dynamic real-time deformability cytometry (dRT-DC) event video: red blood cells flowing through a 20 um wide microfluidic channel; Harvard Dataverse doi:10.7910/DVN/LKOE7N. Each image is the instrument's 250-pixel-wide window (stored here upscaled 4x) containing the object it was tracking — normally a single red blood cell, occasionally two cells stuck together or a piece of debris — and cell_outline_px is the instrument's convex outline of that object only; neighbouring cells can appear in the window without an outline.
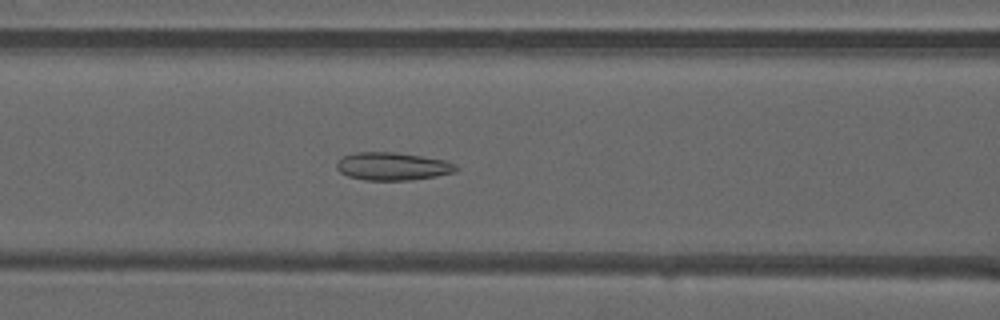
{"species": "common noctule bat (a hibernating species)", "species_latin": "Nyctalus noctula", "temperature_condition": "warm", "stored_images_in_passage": 47, "camera_frame_rate_fps": 3000, "um_per_image_px": 0.085, "animal": {"sex": "male", "forearm_length_mm": 52.5}, "frame": {"image": 1, "passage_image": 18, "time_ms": 5.667, "image_size_px": [1000, 320], "cell_outline_px": [[460, 168], [456, 172], [436, 176], [412, 180], [364, 180], [348, 176], [340, 172], [336, 168], [336, 164], [344, 156], [356, 152], [396, 152], [444, 160], [456, 164]], "centroid_in_image_um": [33.4, 14.14], "position_along_channel_um": 133.2, "area_um2": 19.42}}
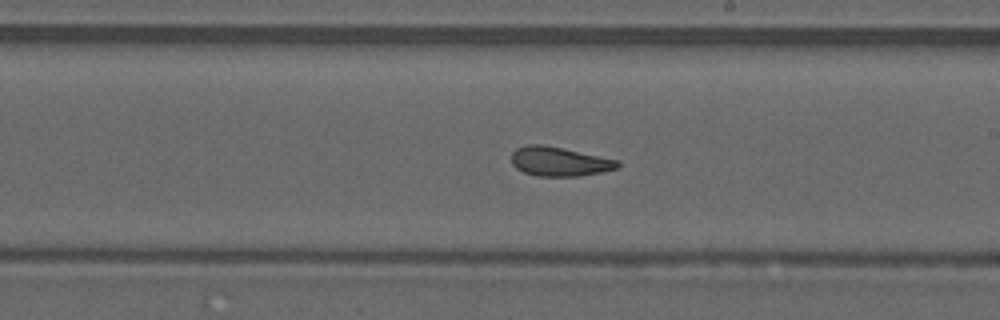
{"frame": {"image": 2, "passage_image": 26, "time_ms": 8.333, "image_size_px": [1000, 320], "cell_outline_px": [[620, 164], [616, 168], [600, 172], [580, 176], [540, 176], [524, 172], [516, 168], [512, 164], [512, 152], [516, 148], [528, 144], [544, 144], [620, 160]], "centroid_in_image_um": [47.54, 13.71], "position_along_channel_um": 241.5, "area_um2": 18.09}}
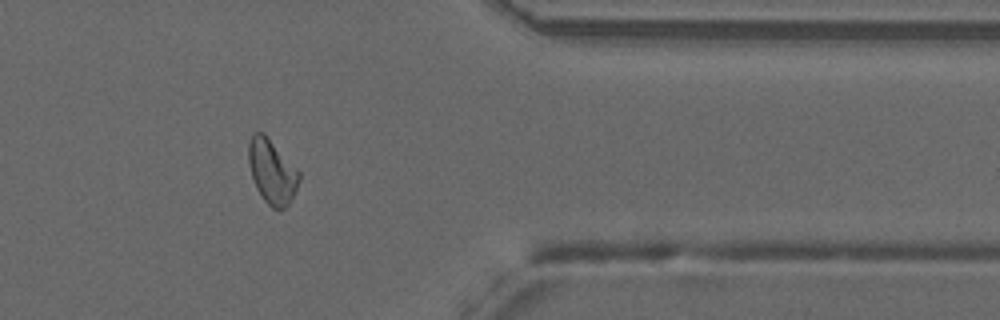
{"frame": {"image": 3, "passage_image": 38, "time_ms": 12.333, "image_size_px": [1000, 320], "cell_outline_px": [[300, 180], [288, 204], [284, 208], [272, 208], [264, 200], [256, 188], [252, 176], [248, 160], [248, 144], [252, 136], [256, 132], [264, 132], [300, 172]], "centroid_in_image_um": [23.11, 14.56], "position_along_channel_um": 388.3, "area_um2": 18.67}, "authors_computed_cell_mechanics": {"area_um2": 18.9006, "velocity_mm_per_s": 4.0758, "shape_relaxation_time_tau1_ms": null, "shape_relaxation_time_tau2_ms": 1.9518, "deformation_change_tau1": null, "deformation_change_tau2": 0.0858}}